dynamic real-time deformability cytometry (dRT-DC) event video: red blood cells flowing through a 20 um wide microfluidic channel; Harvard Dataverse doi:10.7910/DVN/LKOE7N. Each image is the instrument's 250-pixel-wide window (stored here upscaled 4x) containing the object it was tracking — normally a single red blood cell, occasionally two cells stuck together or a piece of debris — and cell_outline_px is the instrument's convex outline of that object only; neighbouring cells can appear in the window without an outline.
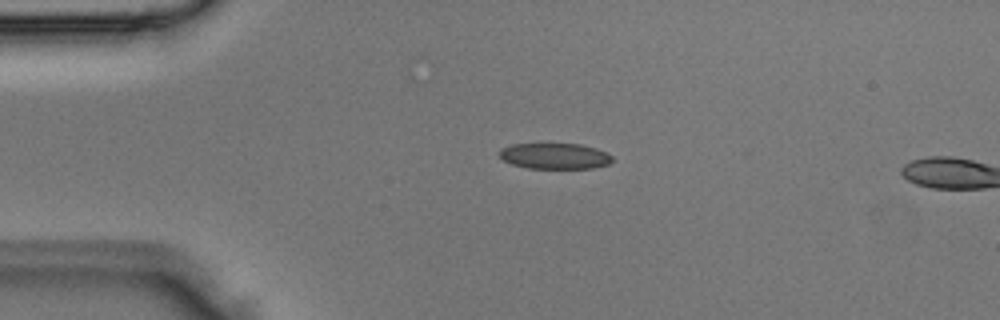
{"species": "Egyptian fruit bat (a non-hibernating species)", "species_latin": "Rousettus aegyptiacus", "temperature_condition": "room temperature", "stored_images_in_passage": 4, "camera_frame_rate_fps": 3000, "um_per_image_px": 0.085, "animal": {"sex": "male"}, "frame": {"image": 1, "passage_image": 3, "time_ms": 0.667, "image_size_px": [1000, 320], "cell_outline_px": [[612, 160], [608, 164], [592, 168], [528, 168], [512, 164], [504, 160], [500, 156], [500, 148], [512, 144], [580, 144], [596, 148], [608, 152], [612, 156]], "centroid_in_image_um": [47.17, 13.26], "position_along_channel_um": 37.8, "area_um2": 16.94}}